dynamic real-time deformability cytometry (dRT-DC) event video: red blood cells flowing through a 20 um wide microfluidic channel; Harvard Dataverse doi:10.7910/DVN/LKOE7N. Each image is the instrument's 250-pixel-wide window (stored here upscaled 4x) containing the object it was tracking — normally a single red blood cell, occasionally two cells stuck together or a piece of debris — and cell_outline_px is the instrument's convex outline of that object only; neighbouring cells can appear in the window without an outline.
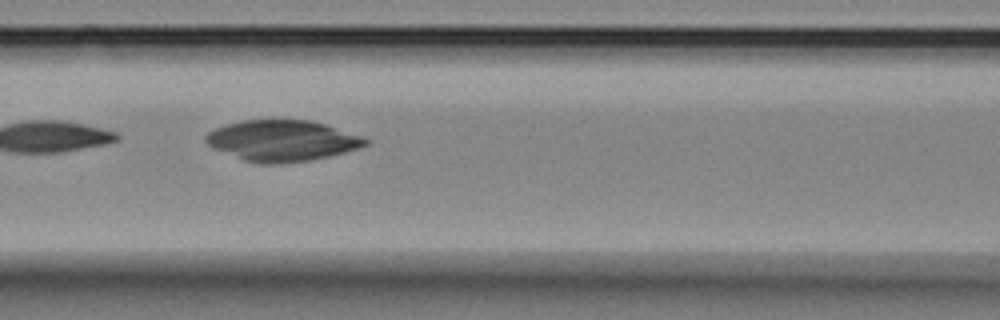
{"species": "Egyptian fruit bat (a non-hibernating species)", "species_latin": "Rousettus aegyptiacus", "temperature_condition": "room temperature", "stored_images_in_passage": 4, "camera_frame_rate_fps": 3000, "um_per_image_px": 0.085, "animal": {"sex": "female"}, "frame": {"image": 1, "passage_image": 3, "time_ms": 2.0, "image_size_px": [1000, 320], "cell_outline_px": [[368, 144], [344, 152], [312, 160], [280, 164], [256, 164], [244, 160], [212, 148], [204, 140], [204, 136], [208, 132], [216, 128], [228, 124], [244, 120], [312, 120], [360, 136], [368, 140]], "centroid_in_image_um": [23.93, 11.97], "position_along_channel_um": 142.7, "area_um2": 37.86}}
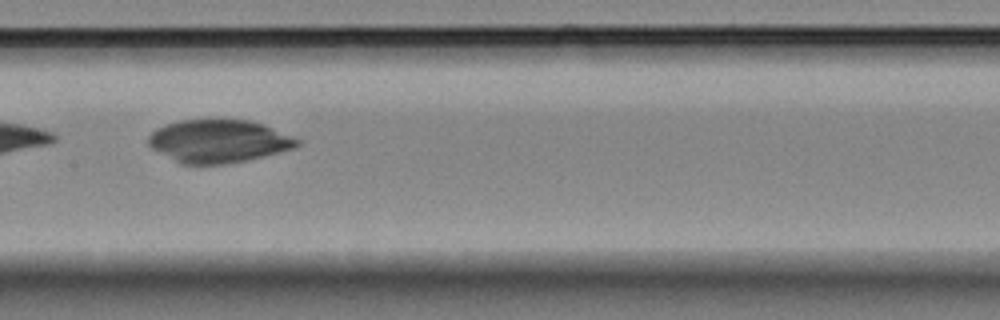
{"frame": {"image": 2, "passage_image": 4, "time_ms": 3.333, "image_size_px": [1000, 320], "cell_outline_px": [[300, 144], [296, 148], [248, 160], [224, 164], [180, 164], [152, 148], [148, 144], [148, 136], [156, 128], [164, 124], [180, 120], [248, 120], [264, 124], [292, 136], [300, 140]], "centroid_in_image_um": [18.58, 12.0], "position_along_channel_um": 188.8, "area_um2": 37.28}}